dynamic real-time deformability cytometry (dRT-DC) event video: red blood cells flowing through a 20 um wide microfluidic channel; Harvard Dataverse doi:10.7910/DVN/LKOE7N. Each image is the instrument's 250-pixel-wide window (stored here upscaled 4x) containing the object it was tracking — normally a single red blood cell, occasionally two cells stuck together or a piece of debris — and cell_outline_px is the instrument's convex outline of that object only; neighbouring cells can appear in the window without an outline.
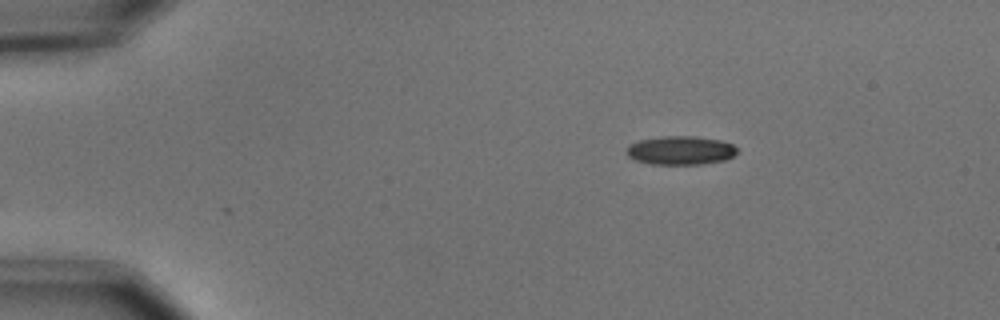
{"species": "common noctule bat (a hibernating species)", "species_latin": "Nyctalus noctula", "temperature_condition": "cold", "stored_images_in_passage": 2, "camera_frame_rate_fps": 3000, "um_per_image_px": 0.085, "animal": {"sex": "male", "body_mass_g": 15.6}, "frame": {"image": 1, "passage_image": 1, "time_ms": 0.0, "image_size_px": [1000, 320], "cell_outline_px": [[736, 152], [732, 156], [724, 160], [700, 164], [648, 164], [636, 160], [628, 156], [624, 152], [628, 144], [640, 140], [660, 136], [696, 136], [720, 140], [732, 144], [736, 148]], "centroid_in_image_um": [57.78, 12.77], "position_along_channel_um": 27.2, "area_um2": 18.55}}